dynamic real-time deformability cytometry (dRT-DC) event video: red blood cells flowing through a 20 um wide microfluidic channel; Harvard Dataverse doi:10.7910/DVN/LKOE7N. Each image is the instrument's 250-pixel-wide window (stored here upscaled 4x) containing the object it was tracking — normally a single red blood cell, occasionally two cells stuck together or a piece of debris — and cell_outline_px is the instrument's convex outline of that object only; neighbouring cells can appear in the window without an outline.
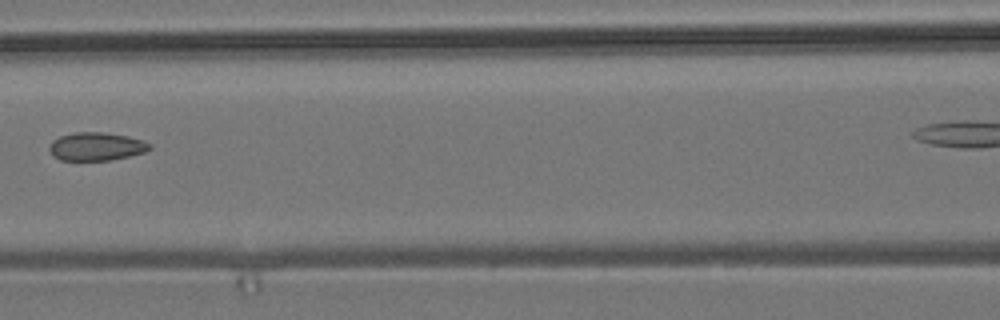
{"species": "common noctule bat (a hibernating species)", "species_latin": "Nyctalus noctula", "temperature_condition": "room temperature", "stored_images_in_passage": 4, "segment_of_instrument_passage": [1, 2], "camera_frame_rate_fps": 3000, "um_per_image_px": 0.085, "animal": {"sex": "male", "body_mass_g": 19.2, "forearm_length_mm": 51.8}, "frame": {"image": 1, "passage_image": 3, "time_ms": 2.333, "image_size_px": [1000, 320], "cell_outline_px": [[152, 148], [144, 152], [112, 160], [60, 160], [52, 156], [48, 148], [52, 140], [60, 136], [72, 132], [100, 132], [128, 136], [144, 140], [152, 144]], "centroid_in_image_um": [8.17, 12.45], "position_along_channel_um": 158.4, "area_um2": 16.65}}